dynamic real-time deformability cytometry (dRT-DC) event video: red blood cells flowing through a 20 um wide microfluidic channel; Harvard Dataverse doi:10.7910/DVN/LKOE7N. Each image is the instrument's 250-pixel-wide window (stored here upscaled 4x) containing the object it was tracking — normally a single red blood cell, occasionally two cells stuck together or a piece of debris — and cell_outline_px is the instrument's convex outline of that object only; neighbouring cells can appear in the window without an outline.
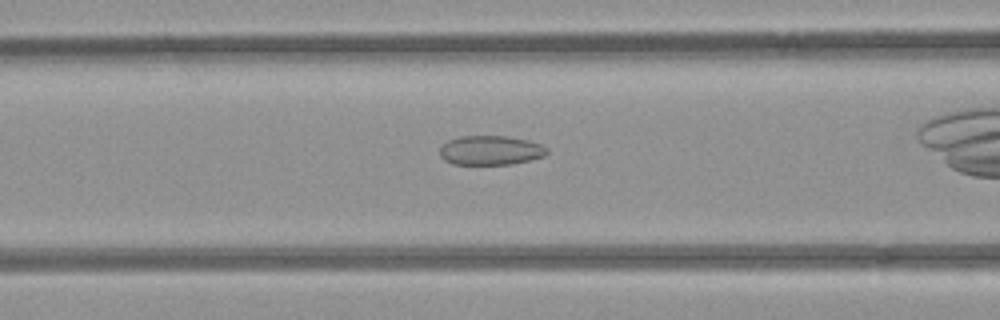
{"species": "common noctule bat (a hibernating species)", "species_latin": "Nyctalus noctula", "temperature_condition": "room temperature", "stored_images_in_passage": 30, "camera_frame_rate_fps": 3000, "um_per_image_px": 0.085, "animal": {"sex": "female", "body_mass_g": 21.9}, "frame": {"image": 1, "passage_image": 9, "time_ms": 2.667, "image_size_px": [1000, 320], "cell_outline_px": [[548, 152], [544, 156], [512, 164], [452, 164], [444, 160], [440, 156], [440, 148], [448, 140], [460, 136], [504, 136], [528, 140], [540, 144], [548, 148]], "centroid_in_image_um": [41.69, 12.78], "position_along_channel_um": 124.9, "area_um2": 18.26}}
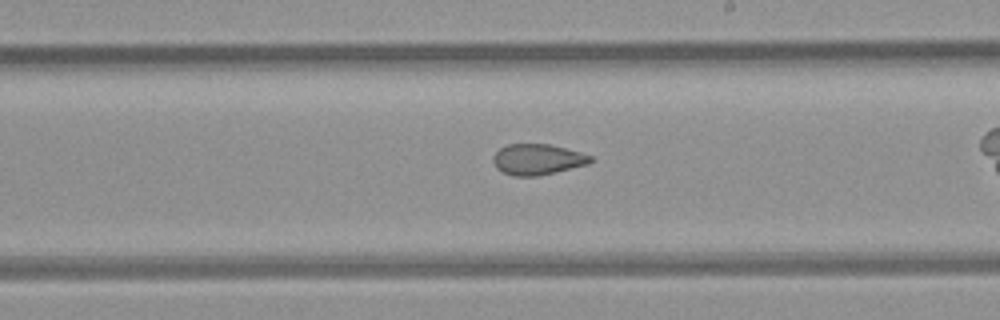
{"frame": {"image": 2, "passage_image": 18, "time_ms": 5.667, "image_size_px": [1000, 320], "cell_outline_px": [[592, 160], [588, 164], [536, 176], [512, 176], [496, 168], [492, 160], [492, 156], [500, 148], [508, 144], [548, 144], [580, 152], [592, 156]], "centroid_in_image_um": [45.65, 13.54], "position_along_channel_um": 243.4, "area_um2": 17.28}}